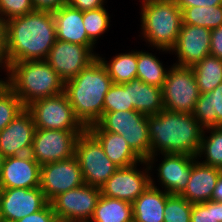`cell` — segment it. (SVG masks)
Here are the masks:
<instances>
[{
    "label": "cell",
    "instance_id": "d590c367",
    "mask_svg": "<svg viewBox=\"0 0 222 222\" xmlns=\"http://www.w3.org/2000/svg\"><path fill=\"white\" fill-rule=\"evenodd\" d=\"M191 222H222V203L209 200L193 204Z\"/></svg>",
    "mask_w": 222,
    "mask_h": 222
},
{
    "label": "cell",
    "instance_id": "6da1fadb",
    "mask_svg": "<svg viewBox=\"0 0 222 222\" xmlns=\"http://www.w3.org/2000/svg\"><path fill=\"white\" fill-rule=\"evenodd\" d=\"M56 25L51 11L35 10L7 21L3 63L45 60L56 42Z\"/></svg>",
    "mask_w": 222,
    "mask_h": 222
},
{
    "label": "cell",
    "instance_id": "ac0fdd59",
    "mask_svg": "<svg viewBox=\"0 0 222 222\" xmlns=\"http://www.w3.org/2000/svg\"><path fill=\"white\" fill-rule=\"evenodd\" d=\"M36 127L25 108L0 132V152L3 157L30 154Z\"/></svg>",
    "mask_w": 222,
    "mask_h": 222
},
{
    "label": "cell",
    "instance_id": "8fae6325",
    "mask_svg": "<svg viewBox=\"0 0 222 222\" xmlns=\"http://www.w3.org/2000/svg\"><path fill=\"white\" fill-rule=\"evenodd\" d=\"M83 132L36 128L30 154L41 166L69 159L74 156L77 138Z\"/></svg>",
    "mask_w": 222,
    "mask_h": 222
},
{
    "label": "cell",
    "instance_id": "d6986e66",
    "mask_svg": "<svg viewBox=\"0 0 222 222\" xmlns=\"http://www.w3.org/2000/svg\"><path fill=\"white\" fill-rule=\"evenodd\" d=\"M41 165L31 154L6 157L0 171V185L3 188L40 187Z\"/></svg>",
    "mask_w": 222,
    "mask_h": 222
},
{
    "label": "cell",
    "instance_id": "484cf974",
    "mask_svg": "<svg viewBox=\"0 0 222 222\" xmlns=\"http://www.w3.org/2000/svg\"><path fill=\"white\" fill-rule=\"evenodd\" d=\"M127 51L116 53L111 59H106L102 54H98V58L106 67L113 84H124L137 79V49Z\"/></svg>",
    "mask_w": 222,
    "mask_h": 222
},
{
    "label": "cell",
    "instance_id": "ffe728a7",
    "mask_svg": "<svg viewBox=\"0 0 222 222\" xmlns=\"http://www.w3.org/2000/svg\"><path fill=\"white\" fill-rule=\"evenodd\" d=\"M221 174L220 168L203 164L195 158L189 181L180 196L191 204L212 200L214 188Z\"/></svg>",
    "mask_w": 222,
    "mask_h": 222
},
{
    "label": "cell",
    "instance_id": "ab89813d",
    "mask_svg": "<svg viewBox=\"0 0 222 222\" xmlns=\"http://www.w3.org/2000/svg\"><path fill=\"white\" fill-rule=\"evenodd\" d=\"M107 0H68L71 7L81 11L94 10L106 6L108 8Z\"/></svg>",
    "mask_w": 222,
    "mask_h": 222
},
{
    "label": "cell",
    "instance_id": "b9f144b4",
    "mask_svg": "<svg viewBox=\"0 0 222 222\" xmlns=\"http://www.w3.org/2000/svg\"><path fill=\"white\" fill-rule=\"evenodd\" d=\"M179 7H196V6H218L222 5V0H176Z\"/></svg>",
    "mask_w": 222,
    "mask_h": 222
},
{
    "label": "cell",
    "instance_id": "603a6c76",
    "mask_svg": "<svg viewBox=\"0 0 222 222\" xmlns=\"http://www.w3.org/2000/svg\"><path fill=\"white\" fill-rule=\"evenodd\" d=\"M169 196L162 189L150 185L132 203L133 222H164L163 214Z\"/></svg>",
    "mask_w": 222,
    "mask_h": 222
},
{
    "label": "cell",
    "instance_id": "4fadbf2b",
    "mask_svg": "<svg viewBox=\"0 0 222 222\" xmlns=\"http://www.w3.org/2000/svg\"><path fill=\"white\" fill-rule=\"evenodd\" d=\"M101 196L99 187L83 184L60 193L50 201L57 218L73 222H89Z\"/></svg>",
    "mask_w": 222,
    "mask_h": 222
},
{
    "label": "cell",
    "instance_id": "ee69618b",
    "mask_svg": "<svg viewBox=\"0 0 222 222\" xmlns=\"http://www.w3.org/2000/svg\"><path fill=\"white\" fill-rule=\"evenodd\" d=\"M212 200L222 203V174L219 176L217 184L214 188Z\"/></svg>",
    "mask_w": 222,
    "mask_h": 222
},
{
    "label": "cell",
    "instance_id": "74e56055",
    "mask_svg": "<svg viewBox=\"0 0 222 222\" xmlns=\"http://www.w3.org/2000/svg\"><path fill=\"white\" fill-rule=\"evenodd\" d=\"M56 218L53 208L48 202L41 210L23 217L16 222H53Z\"/></svg>",
    "mask_w": 222,
    "mask_h": 222
},
{
    "label": "cell",
    "instance_id": "30bf717a",
    "mask_svg": "<svg viewBox=\"0 0 222 222\" xmlns=\"http://www.w3.org/2000/svg\"><path fill=\"white\" fill-rule=\"evenodd\" d=\"M26 109L31 113L38 129L85 131L86 128L76 118L67 95L62 94L40 98Z\"/></svg>",
    "mask_w": 222,
    "mask_h": 222
},
{
    "label": "cell",
    "instance_id": "f35d334b",
    "mask_svg": "<svg viewBox=\"0 0 222 222\" xmlns=\"http://www.w3.org/2000/svg\"><path fill=\"white\" fill-rule=\"evenodd\" d=\"M210 55L222 60V25L211 29Z\"/></svg>",
    "mask_w": 222,
    "mask_h": 222
},
{
    "label": "cell",
    "instance_id": "2e32d148",
    "mask_svg": "<svg viewBox=\"0 0 222 222\" xmlns=\"http://www.w3.org/2000/svg\"><path fill=\"white\" fill-rule=\"evenodd\" d=\"M211 29L182 23L178 40L170 51L175 63L182 67H192L210 55ZM177 59V60H176Z\"/></svg>",
    "mask_w": 222,
    "mask_h": 222
},
{
    "label": "cell",
    "instance_id": "ba28073f",
    "mask_svg": "<svg viewBox=\"0 0 222 222\" xmlns=\"http://www.w3.org/2000/svg\"><path fill=\"white\" fill-rule=\"evenodd\" d=\"M74 156L81 168L84 183L90 186L100 188L118 169L87 129L77 138Z\"/></svg>",
    "mask_w": 222,
    "mask_h": 222
},
{
    "label": "cell",
    "instance_id": "4dcf8cb0",
    "mask_svg": "<svg viewBox=\"0 0 222 222\" xmlns=\"http://www.w3.org/2000/svg\"><path fill=\"white\" fill-rule=\"evenodd\" d=\"M182 11V23L201 26L209 29L222 25V5L180 7Z\"/></svg>",
    "mask_w": 222,
    "mask_h": 222
},
{
    "label": "cell",
    "instance_id": "f1b7e54d",
    "mask_svg": "<svg viewBox=\"0 0 222 222\" xmlns=\"http://www.w3.org/2000/svg\"><path fill=\"white\" fill-rule=\"evenodd\" d=\"M200 93L211 92L222 82V60L208 55L191 67Z\"/></svg>",
    "mask_w": 222,
    "mask_h": 222
},
{
    "label": "cell",
    "instance_id": "bcb514c9",
    "mask_svg": "<svg viewBox=\"0 0 222 222\" xmlns=\"http://www.w3.org/2000/svg\"><path fill=\"white\" fill-rule=\"evenodd\" d=\"M53 222H73V221L56 217Z\"/></svg>",
    "mask_w": 222,
    "mask_h": 222
},
{
    "label": "cell",
    "instance_id": "3957f363",
    "mask_svg": "<svg viewBox=\"0 0 222 222\" xmlns=\"http://www.w3.org/2000/svg\"><path fill=\"white\" fill-rule=\"evenodd\" d=\"M113 81L97 58L77 76L65 81L64 93L76 118L87 129L103 115L104 98Z\"/></svg>",
    "mask_w": 222,
    "mask_h": 222
},
{
    "label": "cell",
    "instance_id": "7a4b0ae2",
    "mask_svg": "<svg viewBox=\"0 0 222 222\" xmlns=\"http://www.w3.org/2000/svg\"><path fill=\"white\" fill-rule=\"evenodd\" d=\"M204 127L193 113L171 112L163 109L148 116L151 155L159 153L197 156Z\"/></svg>",
    "mask_w": 222,
    "mask_h": 222
},
{
    "label": "cell",
    "instance_id": "52a82bcc",
    "mask_svg": "<svg viewBox=\"0 0 222 222\" xmlns=\"http://www.w3.org/2000/svg\"><path fill=\"white\" fill-rule=\"evenodd\" d=\"M195 158L188 154L175 153L151 155L146 160L151 174V186L162 189L170 195H180L187 186Z\"/></svg>",
    "mask_w": 222,
    "mask_h": 222
},
{
    "label": "cell",
    "instance_id": "7c38bea8",
    "mask_svg": "<svg viewBox=\"0 0 222 222\" xmlns=\"http://www.w3.org/2000/svg\"><path fill=\"white\" fill-rule=\"evenodd\" d=\"M150 185L149 166L146 160H142L135 165L118 168L100 187V190L101 195L132 204Z\"/></svg>",
    "mask_w": 222,
    "mask_h": 222
},
{
    "label": "cell",
    "instance_id": "4316f807",
    "mask_svg": "<svg viewBox=\"0 0 222 222\" xmlns=\"http://www.w3.org/2000/svg\"><path fill=\"white\" fill-rule=\"evenodd\" d=\"M89 222H133V206L127 201L101 195Z\"/></svg>",
    "mask_w": 222,
    "mask_h": 222
},
{
    "label": "cell",
    "instance_id": "5b68a950",
    "mask_svg": "<svg viewBox=\"0 0 222 222\" xmlns=\"http://www.w3.org/2000/svg\"><path fill=\"white\" fill-rule=\"evenodd\" d=\"M140 35L151 51L171 54L182 25V11L176 3L139 0Z\"/></svg>",
    "mask_w": 222,
    "mask_h": 222
},
{
    "label": "cell",
    "instance_id": "d6a6232c",
    "mask_svg": "<svg viewBox=\"0 0 222 222\" xmlns=\"http://www.w3.org/2000/svg\"><path fill=\"white\" fill-rule=\"evenodd\" d=\"M26 107L5 83L0 88V132Z\"/></svg>",
    "mask_w": 222,
    "mask_h": 222
},
{
    "label": "cell",
    "instance_id": "60d3db41",
    "mask_svg": "<svg viewBox=\"0 0 222 222\" xmlns=\"http://www.w3.org/2000/svg\"><path fill=\"white\" fill-rule=\"evenodd\" d=\"M35 10L55 11L61 6L68 4V0H32Z\"/></svg>",
    "mask_w": 222,
    "mask_h": 222
},
{
    "label": "cell",
    "instance_id": "1f68e13d",
    "mask_svg": "<svg viewBox=\"0 0 222 222\" xmlns=\"http://www.w3.org/2000/svg\"><path fill=\"white\" fill-rule=\"evenodd\" d=\"M111 16L105 6L83 11V24L88 35V38L97 46L98 40L104 37V34L109 31Z\"/></svg>",
    "mask_w": 222,
    "mask_h": 222
},
{
    "label": "cell",
    "instance_id": "83f0119b",
    "mask_svg": "<svg viewBox=\"0 0 222 222\" xmlns=\"http://www.w3.org/2000/svg\"><path fill=\"white\" fill-rule=\"evenodd\" d=\"M143 50H137V79L162 88L171 65L166 67L156 52Z\"/></svg>",
    "mask_w": 222,
    "mask_h": 222
},
{
    "label": "cell",
    "instance_id": "c3c4849f",
    "mask_svg": "<svg viewBox=\"0 0 222 222\" xmlns=\"http://www.w3.org/2000/svg\"><path fill=\"white\" fill-rule=\"evenodd\" d=\"M4 79V80H3ZM6 83V77H4L3 75V78L0 77V88Z\"/></svg>",
    "mask_w": 222,
    "mask_h": 222
},
{
    "label": "cell",
    "instance_id": "8992f818",
    "mask_svg": "<svg viewBox=\"0 0 222 222\" xmlns=\"http://www.w3.org/2000/svg\"><path fill=\"white\" fill-rule=\"evenodd\" d=\"M97 124L104 131L122 135L142 160L151 156L148 115L136 110L103 112Z\"/></svg>",
    "mask_w": 222,
    "mask_h": 222
},
{
    "label": "cell",
    "instance_id": "7402d4cb",
    "mask_svg": "<svg viewBox=\"0 0 222 222\" xmlns=\"http://www.w3.org/2000/svg\"><path fill=\"white\" fill-rule=\"evenodd\" d=\"M87 130L99 141L107 157L118 168L129 167L142 161L122 135L104 131L97 123L89 126Z\"/></svg>",
    "mask_w": 222,
    "mask_h": 222
},
{
    "label": "cell",
    "instance_id": "cb8c5ba5",
    "mask_svg": "<svg viewBox=\"0 0 222 222\" xmlns=\"http://www.w3.org/2000/svg\"><path fill=\"white\" fill-rule=\"evenodd\" d=\"M129 97L134 110L145 115H156L164 109L162 88L140 79L129 82Z\"/></svg>",
    "mask_w": 222,
    "mask_h": 222
},
{
    "label": "cell",
    "instance_id": "8d00e7d4",
    "mask_svg": "<svg viewBox=\"0 0 222 222\" xmlns=\"http://www.w3.org/2000/svg\"><path fill=\"white\" fill-rule=\"evenodd\" d=\"M33 11L32 0H0V16L6 21Z\"/></svg>",
    "mask_w": 222,
    "mask_h": 222
},
{
    "label": "cell",
    "instance_id": "d4e9b609",
    "mask_svg": "<svg viewBox=\"0 0 222 222\" xmlns=\"http://www.w3.org/2000/svg\"><path fill=\"white\" fill-rule=\"evenodd\" d=\"M193 116L204 128L222 126V82L211 92L200 93Z\"/></svg>",
    "mask_w": 222,
    "mask_h": 222
},
{
    "label": "cell",
    "instance_id": "836d02e7",
    "mask_svg": "<svg viewBox=\"0 0 222 222\" xmlns=\"http://www.w3.org/2000/svg\"><path fill=\"white\" fill-rule=\"evenodd\" d=\"M134 110L130 103L129 82L124 84H112L105 95L103 112Z\"/></svg>",
    "mask_w": 222,
    "mask_h": 222
},
{
    "label": "cell",
    "instance_id": "e575fe53",
    "mask_svg": "<svg viewBox=\"0 0 222 222\" xmlns=\"http://www.w3.org/2000/svg\"><path fill=\"white\" fill-rule=\"evenodd\" d=\"M192 205L180 195H170L165 204L164 222H191Z\"/></svg>",
    "mask_w": 222,
    "mask_h": 222
},
{
    "label": "cell",
    "instance_id": "9c48e42d",
    "mask_svg": "<svg viewBox=\"0 0 222 222\" xmlns=\"http://www.w3.org/2000/svg\"><path fill=\"white\" fill-rule=\"evenodd\" d=\"M162 95L165 110L193 113L200 95L193 69L171 64Z\"/></svg>",
    "mask_w": 222,
    "mask_h": 222
},
{
    "label": "cell",
    "instance_id": "e0dca14e",
    "mask_svg": "<svg viewBox=\"0 0 222 222\" xmlns=\"http://www.w3.org/2000/svg\"><path fill=\"white\" fill-rule=\"evenodd\" d=\"M47 203L40 187L4 188L1 198L0 220L16 222L41 210Z\"/></svg>",
    "mask_w": 222,
    "mask_h": 222
},
{
    "label": "cell",
    "instance_id": "7bdbcfd3",
    "mask_svg": "<svg viewBox=\"0 0 222 222\" xmlns=\"http://www.w3.org/2000/svg\"><path fill=\"white\" fill-rule=\"evenodd\" d=\"M7 21L0 16V57L3 59L6 49Z\"/></svg>",
    "mask_w": 222,
    "mask_h": 222
},
{
    "label": "cell",
    "instance_id": "681fc988",
    "mask_svg": "<svg viewBox=\"0 0 222 222\" xmlns=\"http://www.w3.org/2000/svg\"><path fill=\"white\" fill-rule=\"evenodd\" d=\"M3 190H4V188L0 185V210H1V198H2V194H3Z\"/></svg>",
    "mask_w": 222,
    "mask_h": 222
},
{
    "label": "cell",
    "instance_id": "f6af8a7d",
    "mask_svg": "<svg viewBox=\"0 0 222 222\" xmlns=\"http://www.w3.org/2000/svg\"><path fill=\"white\" fill-rule=\"evenodd\" d=\"M0 72L3 74V72H6V68L4 66V63H3V59L0 57ZM3 71V72H2Z\"/></svg>",
    "mask_w": 222,
    "mask_h": 222
},
{
    "label": "cell",
    "instance_id": "f907efd6",
    "mask_svg": "<svg viewBox=\"0 0 222 222\" xmlns=\"http://www.w3.org/2000/svg\"><path fill=\"white\" fill-rule=\"evenodd\" d=\"M3 160H4V157H3L2 153L0 152V171H1V168H2Z\"/></svg>",
    "mask_w": 222,
    "mask_h": 222
},
{
    "label": "cell",
    "instance_id": "f546056e",
    "mask_svg": "<svg viewBox=\"0 0 222 222\" xmlns=\"http://www.w3.org/2000/svg\"><path fill=\"white\" fill-rule=\"evenodd\" d=\"M196 158L203 164L222 168V126L204 129Z\"/></svg>",
    "mask_w": 222,
    "mask_h": 222
},
{
    "label": "cell",
    "instance_id": "277c9868",
    "mask_svg": "<svg viewBox=\"0 0 222 222\" xmlns=\"http://www.w3.org/2000/svg\"><path fill=\"white\" fill-rule=\"evenodd\" d=\"M6 84L26 107L31 102L64 92L65 81L46 60L11 63L6 72Z\"/></svg>",
    "mask_w": 222,
    "mask_h": 222
},
{
    "label": "cell",
    "instance_id": "5bb4252c",
    "mask_svg": "<svg viewBox=\"0 0 222 222\" xmlns=\"http://www.w3.org/2000/svg\"><path fill=\"white\" fill-rule=\"evenodd\" d=\"M95 49L97 48L56 40L45 60L67 81L98 58L99 53Z\"/></svg>",
    "mask_w": 222,
    "mask_h": 222
},
{
    "label": "cell",
    "instance_id": "9a60e30c",
    "mask_svg": "<svg viewBox=\"0 0 222 222\" xmlns=\"http://www.w3.org/2000/svg\"><path fill=\"white\" fill-rule=\"evenodd\" d=\"M83 184L82 171L75 156L41 166L40 189L48 202Z\"/></svg>",
    "mask_w": 222,
    "mask_h": 222
},
{
    "label": "cell",
    "instance_id": "44dd1931",
    "mask_svg": "<svg viewBox=\"0 0 222 222\" xmlns=\"http://www.w3.org/2000/svg\"><path fill=\"white\" fill-rule=\"evenodd\" d=\"M52 13L56 25L57 40L97 47L86 33L83 24V11L65 4Z\"/></svg>",
    "mask_w": 222,
    "mask_h": 222
},
{
    "label": "cell",
    "instance_id": "7dc6e473",
    "mask_svg": "<svg viewBox=\"0 0 222 222\" xmlns=\"http://www.w3.org/2000/svg\"><path fill=\"white\" fill-rule=\"evenodd\" d=\"M147 1H160V2L176 3V0H147Z\"/></svg>",
    "mask_w": 222,
    "mask_h": 222
}]
</instances>
